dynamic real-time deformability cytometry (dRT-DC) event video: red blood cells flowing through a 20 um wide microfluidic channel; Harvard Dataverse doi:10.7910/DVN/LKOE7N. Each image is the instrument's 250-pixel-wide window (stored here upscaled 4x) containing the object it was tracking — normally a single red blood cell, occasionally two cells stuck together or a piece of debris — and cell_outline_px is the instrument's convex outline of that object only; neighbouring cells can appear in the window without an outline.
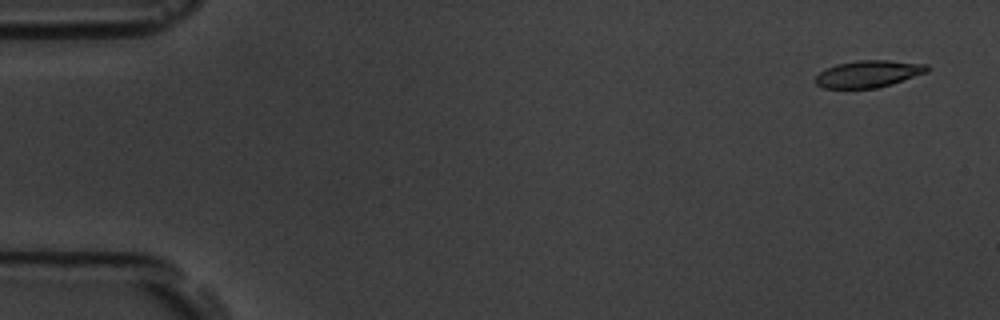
{"species": "common noctule bat (a hibernating species)", "species_latin": "Nyctalus noctula", "temperature_condition": "room temperature", "stored_images_in_passage": 5, "camera_frame_rate_fps": 3000, "um_per_image_px": 0.085, "animal": {"sex": "male", "body_mass_g": 19.5, "forearm_length_mm": 54.6}, "frame": {"image": 1, "passage_image": 1, "time_ms": 0.0, "image_size_px": [1000, 320], "cell_outline_px": [[928, 72], [892, 84], [876, 88], [824, 88], [816, 84], [812, 80], [824, 68], [836, 64], [856, 60], [888, 60], [928, 64]], "centroid_in_image_um": [73.79, 6.27], "position_along_channel_um": 11.2, "area_um2": 17.74}}
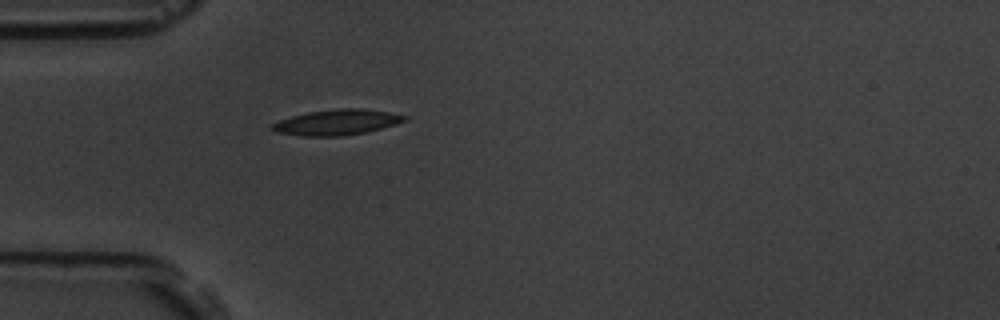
{"frame": {"image": 2, "passage_image": 5, "time_ms": 4.667, "image_size_px": [1000, 320], "cell_outline_px": [[408, 120], [396, 124], [368, 132], [344, 136], [300, 136], [276, 132], [268, 128], [272, 124], [280, 120], [292, 116], [308, 112], [336, 108], [364, 108], [388, 112], [408, 116]], "centroid_in_image_um": [28.65, 10.39], "position_along_channel_um": 56.4, "area_um2": 19.94}}